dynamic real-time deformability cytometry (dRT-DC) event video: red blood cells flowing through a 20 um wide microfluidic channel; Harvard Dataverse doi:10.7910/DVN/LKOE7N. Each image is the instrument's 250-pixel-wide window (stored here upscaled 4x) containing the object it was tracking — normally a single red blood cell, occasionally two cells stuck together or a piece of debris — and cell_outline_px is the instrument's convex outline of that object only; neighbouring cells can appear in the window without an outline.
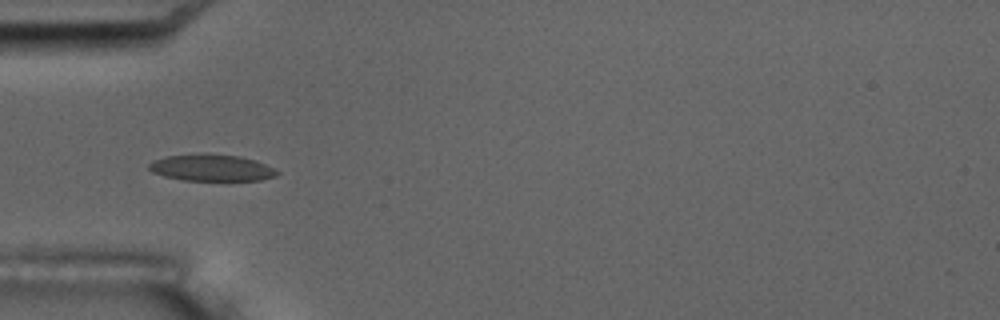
{"species": "common noctule bat (a hibernating species)", "species_latin": "Nyctalus noctula", "temperature_condition": "room temperature", "stored_images_in_passage": 9, "camera_frame_rate_fps": 3000, "um_per_image_px": 0.085, "animal": {"sex": "male", "body_mass_g": 17.5, "forearm_length_mm": 52.3}, "frame": {"image": 1, "passage_image": 6, "time_ms": 6.0, "image_size_px": [1000, 320], "cell_outline_px": [[280, 172], [276, 176], [260, 180], [184, 180], [164, 176], [152, 172], [148, 168], [148, 164], [152, 160], [168, 156], [204, 152], [240, 156], [256, 160]], "centroid_in_image_um": [17.95, 14.24], "position_along_channel_um": 67.0, "area_um2": 20.06}}
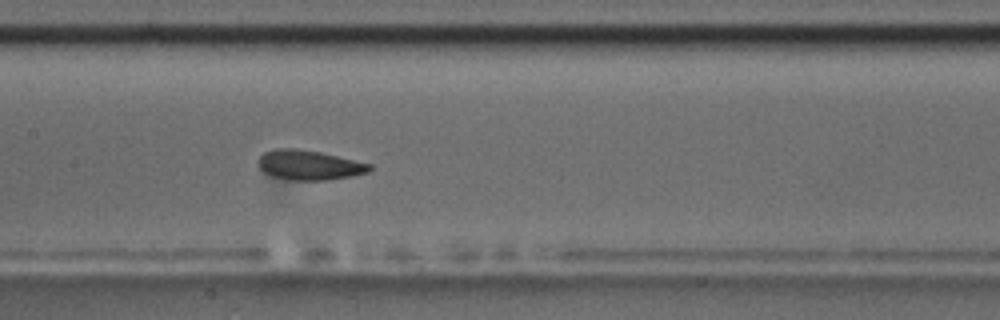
{"frame": {"image": 2, "passage_image": 9, "time_ms": 9.333, "image_size_px": [1000, 320], "cell_outline_px": [[372, 168], [368, 172], [352, 176], [328, 180], [292, 180], [272, 176], [264, 172], [260, 168], [256, 160], [264, 152], [276, 148], [296, 148], [320, 152], [372, 164]], "centroid_in_image_um": [26.26, 14.03], "position_along_channel_um": 181.1, "area_um2": 19.36}}